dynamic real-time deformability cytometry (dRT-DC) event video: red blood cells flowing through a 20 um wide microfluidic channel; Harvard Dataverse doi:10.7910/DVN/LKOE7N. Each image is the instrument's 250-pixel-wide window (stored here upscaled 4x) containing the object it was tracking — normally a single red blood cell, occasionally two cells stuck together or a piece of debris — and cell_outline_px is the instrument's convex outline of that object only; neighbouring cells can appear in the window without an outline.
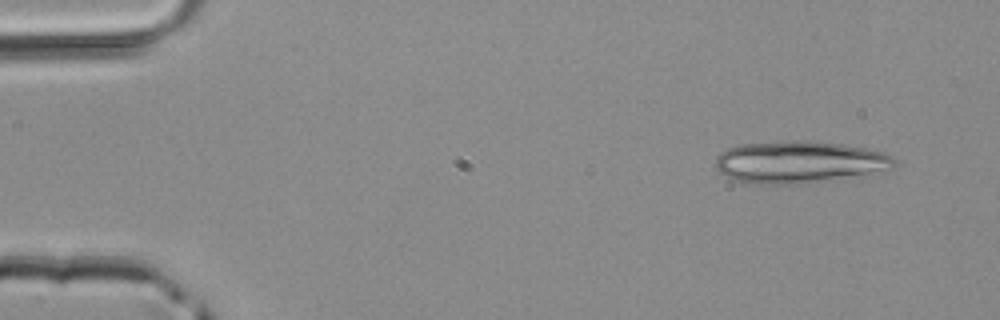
{"species": "common noctule bat (a hibernating species)", "species_latin": "Nyctalus noctula", "temperature_condition": "room temperature", "stored_images_in_passage": 4, "camera_frame_rate_fps": 3000, "um_per_image_px": 0.085, "animal": {"sex": "male", "body_mass_g": 20.4}, "frame": {"image": 1, "passage_image": 1, "time_ms": 0.0, "image_size_px": [1000, 320], "cell_outline_px": [[896, 164], [884, 168], [868, 172], [800, 184], [756, 184], [736, 180], [720, 172], [716, 168], [716, 156], [720, 152], [728, 148], [740, 144], [788, 140], [804, 140], [844, 144], [884, 152], [892, 156], [896, 160]], "centroid_in_image_um": [67.83, 13.74], "position_along_channel_um": 17.2, "area_um2": 43.06}}